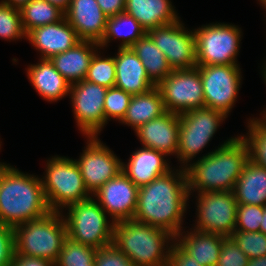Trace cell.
<instances>
[{"instance_id": "cell-1", "label": "cell", "mask_w": 266, "mask_h": 266, "mask_svg": "<svg viewBox=\"0 0 266 266\" xmlns=\"http://www.w3.org/2000/svg\"><path fill=\"white\" fill-rule=\"evenodd\" d=\"M187 173L174 169L139 187L133 220L164 229L176 237L183 227L189 206Z\"/></svg>"}, {"instance_id": "cell-2", "label": "cell", "mask_w": 266, "mask_h": 266, "mask_svg": "<svg viewBox=\"0 0 266 266\" xmlns=\"http://www.w3.org/2000/svg\"><path fill=\"white\" fill-rule=\"evenodd\" d=\"M248 160L245 141L239 135L227 138L215 150L193 160L185 168L189 198L193 192L196 195V192L233 191Z\"/></svg>"}, {"instance_id": "cell-3", "label": "cell", "mask_w": 266, "mask_h": 266, "mask_svg": "<svg viewBox=\"0 0 266 266\" xmlns=\"http://www.w3.org/2000/svg\"><path fill=\"white\" fill-rule=\"evenodd\" d=\"M50 212L41 177L10 164L0 171V224L15 228Z\"/></svg>"}, {"instance_id": "cell-4", "label": "cell", "mask_w": 266, "mask_h": 266, "mask_svg": "<svg viewBox=\"0 0 266 266\" xmlns=\"http://www.w3.org/2000/svg\"><path fill=\"white\" fill-rule=\"evenodd\" d=\"M175 237L164 229L134 220L114 222L113 244L134 266H167Z\"/></svg>"}, {"instance_id": "cell-5", "label": "cell", "mask_w": 266, "mask_h": 266, "mask_svg": "<svg viewBox=\"0 0 266 266\" xmlns=\"http://www.w3.org/2000/svg\"><path fill=\"white\" fill-rule=\"evenodd\" d=\"M16 254L56 263L68 237L62 212L51 211L43 218L14 228Z\"/></svg>"}, {"instance_id": "cell-6", "label": "cell", "mask_w": 266, "mask_h": 266, "mask_svg": "<svg viewBox=\"0 0 266 266\" xmlns=\"http://www.w3.org/2000/svg\"><path fill=\"white\" fill-rule=\"evenodd\" d=\"M41 182L51 211L64 212L67 206L92 197L73 158L55 155L46 160Z\"/></svg>"}, {"instance_id": "cell-7", "label": "cell", "mask_w": 266, "mask_h": 266, "mask_svg": "<svg viewBox=\"0 0 266 266\" xmlns=\"http://www.w3.org/2000/svg\"><path fill=\"white\" fill-rule=\"evenodd\" d=\"M66 210L67 214H62L68 238L96 249L112 244L114 221H108L109 216L93 197L71 204Z\"/></svg>"}, {"instance_id": "cell-8", "label": "cell", "mask_w": 266, "mask_h": 266, "mask_svg": "<svg viewBox=\"0 0 266 266\" xmlns=\"http://www.w3.org/2000/svg\"><path fill=\"white\" fill-rule=\"evenodd\" d=\"M226 118L223 112L206 107L179 115L177 159L180 168L188 167L200 151L209 145Z\"/></svg>"}, {"instance_id": "cell-9", "label": "cell", "mask_w": 266, "mask_h": 266, "mask_svg": "<svg viewBox=\"0 0 266 266\" xmlns=\"http://www.w3.org/2000/svg\"><path fill=\"white\" fill-rule=\"evenodd\" d=\"M197 65H239L242 30L235 24L212 22L193 29Z\"/></svg>"}, {"instance_id": "cell-10", "label": "cell", "mask_w": 266, "mask_h": 266, "mask_svg": "<svg viewBox=\"0 0 266 266\" xmlns=\"http://www.w3.org/2000/svg\"><path fill=\"white\" fill-rule=\"evenodd\" d=\"M204 92V107L219 110L227 117L236 104L242 85L240 65H197Z\"/></svg>"}, {"instance_id": "cell-11", "label": "cell", "mask_w": 266, "mask_h": 266, "mask_svg": "<svg viewBox=\"0 0 266 266\" xmlns=\"http://www.w3.org/2000/svg\"><path fill=\"white\" fill-rule=\"evenodd\" d=\"M192 229L230 237L235 231L238 203L233 191L197 193Z\"/></svg>"}, {"instance_id": "cell-12", "label": "cell", "mask_w": 266, "mask_h": 266, "mask_svg": "<svg viewBox=\"0 0 266 266\" xmlns=\"http://www.w3.org/2000/svg\"><path fill=\"white\" fill-rule=\"evenodd\" d=\"M106 87L86 80L71 84L69 98L75 123L85 137L98 136L108 123L105 120Z\"/></svg>"}, {"instance_id": "cell-13", "label": "cell", "mask_w": 266, "mask_h": 266, "mask_svg": "<svg viewBox=\"0 0 266 266\" xmlns=\"http://www.w3.org/2000/svg\"><path fill=\"white\" fill-rule=\"evenodd\" d=\"M166 111L178 115L204 107L199 67L172 70L158 85Z\"/></svg>"}, {"instance_id": "cell-14", "label": "cell", "mask_w": 266, "mask_h": 266, "mask_svg": "<svg viewBox=\"0 0 266 266\" xmlns=\"http://www.w3.org/2000/svg\"><path fill=\"white\" fill-rule=\"evenodd\" d=\"M86 138V147L74 160L79 166L85 187L93 195L122 171V160L98 136Z\"/></svg>"}, {"instance_id": "cell-15", "label": "cell", "mask_w": 266, "mask_h": 266, "mask_svg": "<svg viewBox=\"0 0 266 266\" xmlns=\"http://www.w3.org/2000/svg\"><path fill=\"white\" fill-rule=\"evenodd\" d=\"M163 52L172 70L191 69L197 66L196 37L178 21L156 27L147 32Z\"/></svg>"}, {"instance_id": "cell-16", "label": "cell", "mask_w": 266, "mask_h": 266, "mask_svg": "<svg viewBox=\"0 0 266 266\" xmlns=\"http://www.w3.org/2000/svg\"><path fill=\"white\" fill-rule=\"evenodd\" d=\"M138 189L121 171L101 186L92 197L112 221L133 220L137 208Z\"/></svg>"}, {"instance_id": "cell-17", "label": "cell", "mask_w": 266, "mask_h": 266, "mask_svg": "<svg viewBox=\"0 0 266 266\" xmlns=\"http://www.w3.org/2000/svg\"><path fill=\"white\" fill-rule=\"evenodd\" d=\"M179 130V115L166 111L134 132L142 147L155 149L167 157L170 155L177 157Z\"/></svg>"}, {"instance_id": "cell-18", "label": "cell", "mask_w": 266, "mask_h": 266, "mask_svg": "<svg viewBox=\"0 0 266 266\" xmlns=\"http://www.w3.org/2000/svg\"><path fill=\"white\" fill-rule=\"evenodd\" d=\"M27 41L41 53L40 59H50L75 47L82 40L64 17L59 22L34 28L27 34Z\"/></svg>"}, {"instance_id": "cell-19", "label": "cell", "mask_w": 266, "mask_h": 266, "mask_svg": "<svg viewBox=\"0 0 266 266\" xmlns=\"http://www.w3.org/2000/svg\"><path fill=\"white\" fill-rule=\"evenodd\" d=\"M65 19L81 40L99 43L104 36L108 16L96 0H71Z\"/></svg>"}, {"instance_id": "cell-20", "label": "cell", "mask_w": 266, "mask_h": 266, "mask_svg": "<svg viewBox=\"0 0 266 266\" xmlns=\"http://www.w3.org/2000/svg\"><path fill=\"white\" fill-rule=\"evenodd\" d=\"M165 158V154L155 149L141 147L132 152L128 162H122V172L139 188L173 168Z\"/></svg>"}, {"instance_id": "cell-21", "label": "cell", "mask_w": 266, "mask_h": 266, "mask_svg": "<svg viewBox=\"0 0 266 266\" xmlns=\"http://www.w3.org/2000/svg\"><path fill=\"white\" fill-rule=\"evenodd\" d=\"M115 87L132 95L148 92L156 85L147 76L145 67L132 48H118Z\"/></svg>"}, {"instance_id": "cell-22", "label": "cell", "mask_w": 266, "mask_h": 266, "mask_svg": "<svg viewBox=\"0 0 266 266\" xmlns=\"http://www.w3.org/2000/svg\"><path fill=\"white\" fill-rule=\"evenodd\" d=\"M26 75L34 90L44 100L57 102L69 96L71 84L53 66L49 59H40L27 66Z\"/></svg>"}, {"instance_id": "cell-23", "label": "cell", "mask_w": 266, "mask_h": 266, "mask_svg": "<svg viewBox=\"0 0 266 266\" xmlns=\"http://www.w3.org/2000/svg\"><path fill=\"white\" fill-rule=\"evenodd\" d=\"M124 13L134 17L146 32L180 19L171 0H125Z\"/></svg>"}, {"instance_id": "cell-24", "label": "cell", "mask_w": 266, "mask_h": 266, "mask_svg": "<svg viewBox=\"0 0 266 266\" xmlns=\"http://www.w3.org/2000/svg\"><path fill=\"white\" fill-rule=\"evenodd\" d=\"M99 48L97 42L82 40L75 47L49 60L70 84H74L85 80L90 61Z\"/></svg>"}, {"instance_id": "cell-25", "label": "cell", "mask_w": 266, "mask_h": 266, "mask_svg": "<svg viewBox=\"0 0 266 266\" xmlns=\"http://www.w3.org/2000/svg\"><path fill=\"white\" fill-rule=\"evenodd\" d=\"M182 230L175 241L201 266H216L224 240L219 234L201 232L192 228ZM185 233V234H184Z\"/></svg>"}, {"instance_id": "cell-26", "label": "cell", "mask_w": 266, "mask_h": 266, "mask_svg": "<svg viewBox=\"0 0 266 266\" xmlns=\"http://www.w3.org/2000/svg\"><path fill=\"white\" fill-rule=\"evenodd\" d=\"M234 196L238 204L266 205V168L250 159L235 183Z\"/></svg>"}, {"instance_id": "cell-27", "label": "cell", "mask_w": 266, "mask_h": 266, "mask_svg": "<svg viewBox=\"0 0 266 266\" xmlns=\"http://www.w3.org/2000/svg\"><path fill=\"white\" fill-rule=\"evenodd\" d=\"M166 112L163 98L157 86L142 94H134L126 114L119 122L131 126L135 131L143 124L163 115Z\"/></svg>"}, {"instance_id": "cell-28", "label": "cell", "mask_w": 266, "mask_h": 266, "mask_svg": "<svg viewBox=\"0 0 266 266\" xmlns=\"http://www.w3.org/2000/svg\"><path fill=\"white\" fill-rule=\"evenodd\" d=\"M145 33L146 31L134 17L120 13L108 17L104 36L98 44L100 49L104 50L109 47L111 40L118 39L121 42L118 48H131Z\"/></svg>"}, {"instance_id": "cell-29", "label": "cell", "mask_w": 266, "mask_h": 266, "mask_svg": "<svg viewBox=\"0 0 266 266\" xmlns=\"http://www.w3.org/2000/svg\"><path fill=\"white\" fill-rule=\"evenodd\" d=\"M131 48L145 67L147 76L156 86L172 73L165 55L147 32Z\"/></svg>"}, {"instance_id": "cell-30", "label": "cell", "mask_w": 266, "mask_h": 266, "mask_svg": "<svg viewBox=\"0 0 266 266\" xmlns=\"http://www.w3.org/2000/svg\"><path fill=\"white\" fill-rule=\"evenodd\" d=\"M19 10L26 34L34 28L59 22L65 17L63 10L45 0H30Z\"/></svg>"}, {"instance_id": "cell-31", "label": "cell", "mask_w": 266, "mask_h": 266, "mask_svg": "<svg viewBox=\"0 0 266 266\" xmlns=\"http://www.w3.org/2000/svg\"><path fill=\"white\" fill-rule=\"evenodd\" d=\"M246 127L248 133L239 135L248 146L249 159L266 168V122L260 117H252Z\"/></svg>"}, {"instance_id": "cell-32", "label": "cell", "mask_w": 266, "mask_h": 266, "mask_svg": "<svg viewBox=\"0 0 266 266\" xmlns=\"http://www.w3.org/2000/svg\"><path fill=\"white\" fill-rule=\"evenodd\" d=\"M97 249L66 238L55 266H93Z\"/></svg>"}, {"instance_id": "cell-33", "label": "cell", "mask_w": 266, "mask_h": 266, "mask_svg": "<svg viewBox=\"0 0 266 266\" xmlns=\"http://www.w3.org/2000/svg\"><path fill=\"white\" fill-rule=\"evenodd\" d=\"M116 65L114 56L101 55L100 48L93 55L85 80L110 88L115 86Z\"/></svg>"}, {"instance_id": "cell-34", "label": "cell", "mask_w": 266, "mask_h": 266, "mask_svg": "<svg viewBox=\"0 0 266 266\" xmlns=\"http://www.w3.org/2000/svg\"><path fill=\"white\" fill-rule=\"evenodd\" d=\"M0 38L6 41L27 39L20 10L0 1Z\"/></svg>"}, {"instance_id": "cell-35", "label": "cell", "mask_w": 266, "mask_h": 266, "mask_svg": "<svg viewBox=\"0 0 266 266\" xmlns=\"http://www.w3.org/2000/svg\"><path fill=\"white\" fill-rule=\"evenodd\" d=\"M132 96L115 86L108 88L104 99L105 120L108 122L113 119L120 122L126 114Z\"/></svg>"}, {"instance_id": "cell-36", "label": "cell", "mask_w": 266, "mask_h": 266, "mask_svg": "<svg viewBox=\"0 0 266 266\" xmlns=\"http://www.w3.org/2000/svg\"><path fill=\"white\" fill-rule=\"evenodd\" d=\"M230 237L249 259L266 256V235L262 232L234 231Z\"/></svg>"}, {"instance_id": "cell-37", "label": "cell", "mask_w": 266, "mask_h": 266, "mask_svg": "<svg viewBox=\"0 0 266 266\" xmlns=\"http://www.w3.org/2000/svg\"><path fill=\"white\" fill-rule=\"evenodd\" d=\"M263 216V207L258 205L238 204L235 231L258 232Z\"/></svg>"}, {"instance_id": "cell-38", "label": "cell", "mask_w": 266, "mask_h": 266, "mask_svg": "<svg viewBox=\"0 0 266 266\" xmlns=\"http://www.w3.org/2000/svg\"><path fill=\"white\" fill-rule=\"evenodd\" d=\"M249 258L231 237H225L216 266H247Z\"/></svg>"}, {"instance_id": "cell-39", "label": "cell", "mask_w": 266, "mask_h": 266, "mask_svg": "<svg viewBox=\"0 0 266 266\" xmlns=\"http://www.w3.org/2000/svg\"><path fill=\"white\" fill-rule=\"evenodd\" d=\"M94 263L96 266H134L113 243L97 249Z\"/></svg>"}, {"instance_id": "cell-40", "label": "cell", "mask_w": 266, "mask_h": 266, "mask_svg": "<svg viewBox=\"0 0 266 266\" xmlns=\"http://www.w3.org/2000/svg\"><path fill=\"white\" fill-rule=\"evenodd\" d=\"M15 254L14 228L0 224V266H10Z\"/></svg>"}, {"instance_id": "cell-41", "label": "cell", "mask_w": 266, "mask_h": 266, "mask_svg": "<svg viewBox=\"0 0 266 266\" xmlns=\"http://www.w3.org/2000/svg\"><path fill=\"white\" fill-rule=\"evenodd\" d=\"M167 266H201L198 261L190 256L175 240L169 252Z\"/></svg>"}, {"instance_id": "cell-42", "label": "cell", "mask_w": 266, "mask_h": 266, "mask_svg": "<svg viewBox=\"0 0 266 266\" xmlns=\"http://www.w3.org/2000/svg\"><path fill=\"white\" fill-rule=\"evenodd\" d=\"M10 266H55L51 260L15 254Z\"/></svg>"}, {"instance_id": "cell-43", "label": "cell", "mask_w": 266, "mask_h": 266, "mask_svg": "<svg viewBox=\"0 0 266 266\" xmlns=\"http://www.w3.org/2000/svg\"><path fill=\"white\" fill-rule=\"evenodd\" d=\"M101 10L108 16L124 13L125 0H96Z\"/></svg>"}, {"instance_id": "cell-44", "label": "cell", "mask_w": 266, "mask_h": 266, "mask_svg": "<svg viewBox=\"0 0 266 266\" xmlns=\"http://www.w3.org/2000/svg\"><path fill=\"white\" fill-rule=\"evenodd\" d=\"M53 5L59 7L64 12L67 10L68 6L70 5L71 0H45Z\"/></svg>"}, {"instance_id": "cell-45", "label": "cell", "mask_w": 266, "mask_h": 266, "mask_svg": "<svg viewBox=\"0 0 266 266\" xmlns=\"http://www.w3.org/2000/svg\"><path fill=\"white\" fill-rule=\"evenodd\" d=\"M247 266H266V256L249 259Z\"/></svg>"}, {"instance_id": "cell-46", "label": "cell", "mask_w": 266, "mask_h": 266, "mask_svg": "<svg viewBox=\"0 0 266 266\" xmlns=\"http://www.w3.org/2000/svg\"><path fill=\"white\" fill-rule=\"evenodd\" d=\"M3 3L12 7L20 9L23 5L27 4L30 0H1Z\"/></svg>"}, {"instance_id": "cell-47", "label": "cell", "mask_w": 266, "mask_h": 266, "mask_svg": "<svg viewBox=\"0 0 266 266\" xmlns=\"http://www.w3.org/2000/svg\"><path fill=\"white\" fill-rule=\"evenodd\" d=\"M260 232L266 235V205L263 206V216L260 223Z\"/></svg>"}, {"instance_id": "cell-48", "label": "cell", "mask_w": 266, "mask_h": 266, "mask_svg": "<svg viewBox=\"0 0 266 266\" xmlns=\"http://www.w3.org/2000/svg\"><path fill=\"white\" fill-rule=\"evenodd\" d=\"M265 63H263L262 65V70H261V75H262V79H263V82L265 83L266 85V61L264 60ZM263 112V113H262ZM260 113V116L262 117L265 113H266V108Z\"/></svg>"}, {"instance_id": "cell-49", "label": "cell", "mask_w": 266, "mask_h": 266, "mask_svg": "<svg viewBox=\"0 0 266 266\" xmlns=\"http://www.w3.org/2000/svg\"><path fill=\"white\" fill-rule=\"evenodd\" d=\"M258 1L261 4L262 8L264 7V9H265L264 11L266 12V0H258ZM264 17H266V16H264Z\"/></svg>"}, {"instance_id": "cell-50", "label": "cell", "mask_w": 266, "mask_h": 266, "mask_svg": "<svg viewBox=\"0 0 266 266\" xmlns=\"http://www.w3.org/2000/svg\"><path fill=\"white\" fill-rule=\"evenodd\" d=\"M2 142L0 141V147H1V144ZM1 150V148H0ZM7 165V163H4V162H0V171Z\"/></svg>"}, {"instance_id": "cell-51", "label": "cell", "mask_w": 266, "mask_h": 266, "mask_svg": "<svg viewBox=\"0 0 266 266\" xmlns=\"http://www.w3.org/2000/svg\"><path fill=\"white\" fill-rule=\"evenodd\" d=\"M261 118L266 122V113Z\"/></svg>"}]
</instances>
